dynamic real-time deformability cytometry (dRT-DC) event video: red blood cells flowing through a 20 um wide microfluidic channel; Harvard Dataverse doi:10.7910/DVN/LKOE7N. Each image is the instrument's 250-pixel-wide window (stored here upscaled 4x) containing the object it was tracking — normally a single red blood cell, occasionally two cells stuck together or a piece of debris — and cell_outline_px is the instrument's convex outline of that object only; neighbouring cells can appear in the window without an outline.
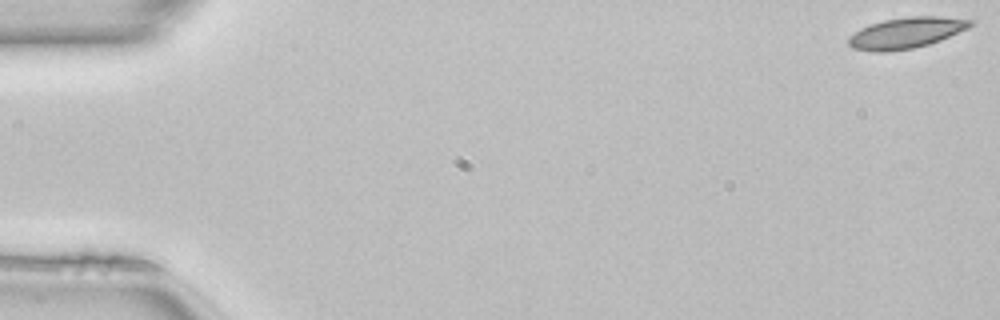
{"species": "common noctule bat (a hibernating species)", "species_latin": "Nyctalus noctula", "temperature_condition": "room temperature", "stored_images_in_passage": 50, "camera_frame_rate_fps": 3000, "um_per_image_px": 0.085, "animal": {"sex": "female", "body_mass_g": 22.7, "forearm_length_mm": 54.2}, "frame": {"image": 1, "passage_image": 1, "time_ms": 0.0, "image_size_px": [1000, 320], "cell_outline_px": [[976, 20], [968, 28], [940, 40], [928, 44], [912, 48], [888, 52], [872, 52], [852, 48], [848, 44], [848, 36], [860, 28], [884, 20], [908, 16], [940, 16]], "centroid_in_image_um": [77.01, 2.79], "position_along_channel_um": 8.0, "area_um2": 22.02}}
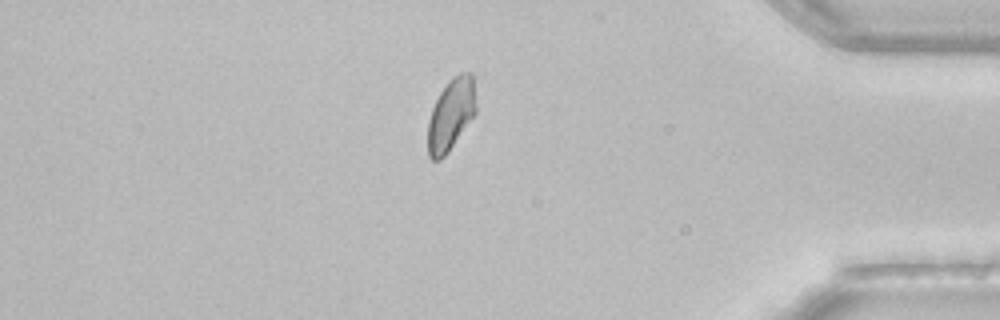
{"frame": {"image": 2, "passage_image": 43, "time_ms": 14.0, "image_size_px": [1000, 320], "cell_outline_px": [[476, 112], [448, 152], [440, 160], [432, 160], [428, 156], [428, 120], [432, 108], [440, 92], [448, 80], [452, 76], [460, 72], [472, 72], [476, 104]], "centroid_in_image_um": [38.32, 9.71], "position_along_channel_um": 396.9, "area_um2": 20.17}}
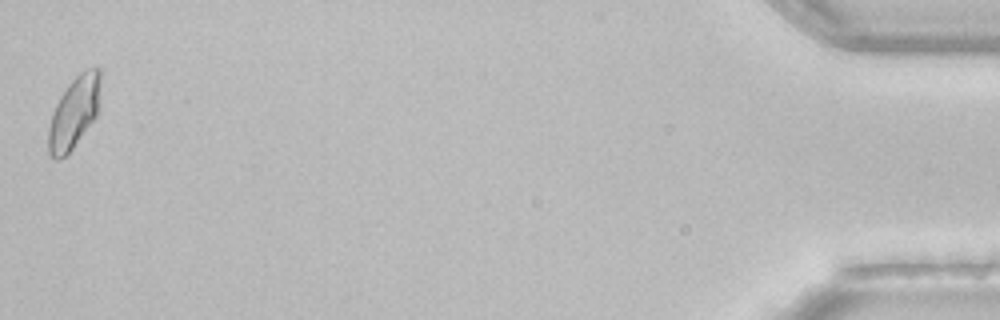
{"frame": {"image": 3, "passage_image": 50, "time_ms": 16.333, "image_size_px": [1000, 320], "cell_outline_px": [[100, 108], [96, 116], [72, 148], [60, 160], [56, 160], [48, 152], [48, 128], [52, 112], [60, 96], [68, 84], [80, 72], [88, 68], [100, 68]], "centroid_in_image_um": [6.3, 9.54], "position_along_channel_um": 428.9, "area_um2": 21.73}, "authors_computed_cell_mechanics": {"area_um2": 21.386, "velocity_mm_per_s": 4.0896, "shape_relaxation_time_tau1_ms": 4.9495, "shape_relaxation_time_tau2_ms": 6.8552, "deformation_change_tau1": 0.0957, "deformation_change_tau2": 0.105}}